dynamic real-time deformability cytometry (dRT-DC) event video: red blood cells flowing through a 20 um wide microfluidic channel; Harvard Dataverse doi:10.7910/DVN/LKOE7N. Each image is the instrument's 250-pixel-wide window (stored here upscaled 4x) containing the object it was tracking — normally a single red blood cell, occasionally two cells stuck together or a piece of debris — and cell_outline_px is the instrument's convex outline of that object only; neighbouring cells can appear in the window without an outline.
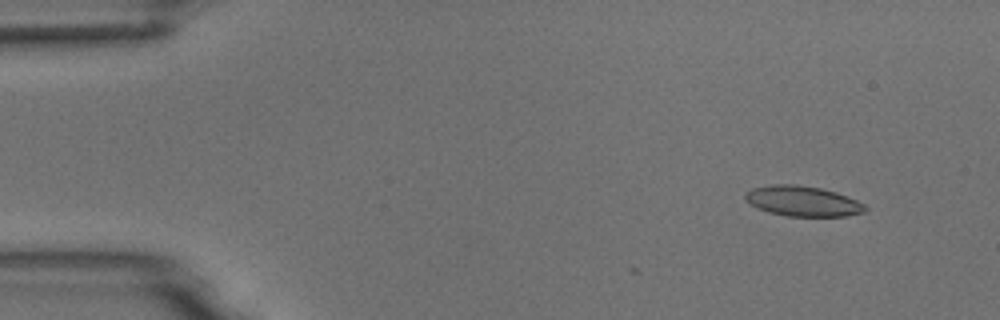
{"species": "common noctule bat (a hibernating species)", "species_latin": "Nyctalus noctula", "temperature_condition": "room temperature", "stored_images_in_passage": 6, "camera_frame_rate_fps": 3000, "um_per_image_px": 0.085, "animal": {"sex": "male", "body_mass_g": 18.8}, "frame": {"image": 1, "passage_image": 2, "time_ms": 1.333, "image_size_px": [1000, 320], "cell_outline_px": [[868, 208], [864, 212], [848, 216], [788, 216], [768, 212], [756, 208], [744, 196], [744, 192], [752, 188], [772, 184], [796, 184], [820, 188], [836, 192], [856, 200], [864, 204]], "centroid_in_image_um": [68.22, 17.09], "position_along_channel_um": 16.8, "area_um2": 21.15}}
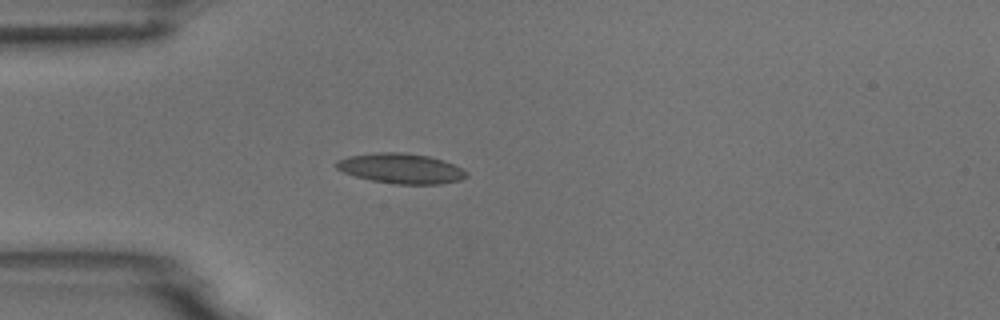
{"frame": {"image": 2, "passage_image": 4, "time_ms": 4.667, "image_size_px": [1000, 320], "cell_outline_px": [[468, 176], [460, 180], [440, 184], [396, 184], [372, 180], [356, 176], [344, 172], [336, 168], [332, 164], [336, 160], [348, 156], [376, 152], [400, 152], [428, 156], [444, 160], [468, 172]], "centroid_in_image_um": [34.06, 14.31], "position_along_channel_um": 50.9, "area_um2": 22.83}}